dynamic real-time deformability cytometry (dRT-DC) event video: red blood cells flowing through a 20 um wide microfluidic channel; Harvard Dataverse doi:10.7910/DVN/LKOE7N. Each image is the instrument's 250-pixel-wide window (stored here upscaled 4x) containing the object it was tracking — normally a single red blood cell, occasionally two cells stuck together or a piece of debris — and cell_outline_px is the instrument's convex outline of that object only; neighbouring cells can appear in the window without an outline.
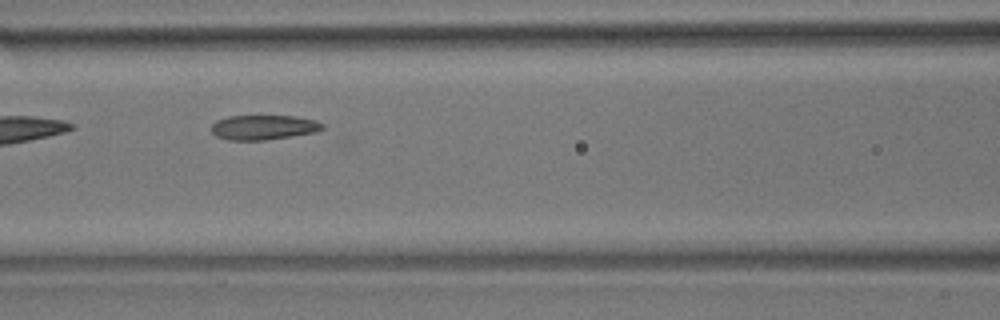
{"species": "common noctule bat (a hibernating species)", "species_latin": "Nyctalus noctula", "temperature_condition": "room temperature", "stored_images_in_passage": 5, "camera_frame_rate_fps": 3000, "um_per_image_px": 0.085, "animal": {"sex": "male", "body_mass_g": 17.9}, "frame": {"image": 1, "passage_image": 4, "time_ms": 3.667, "image_size_px": [1000, 320], "cell_outline_px": [[324, 128], [316, 132], [292, 136], [264, 140], [228, 140], [216, 136], [212, 132], [212, 124], [216, 120], [228, 116], [296, 116], [316, 120], [324, 124]], "centroid_in_image_um": [22.41, 10.82], "position_along_channel_um": 144.2, "area_um2": 16.07}}